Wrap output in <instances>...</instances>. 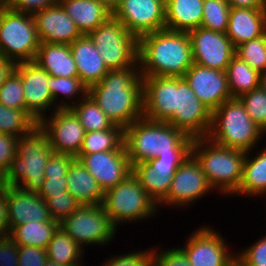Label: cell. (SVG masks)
<instances>
[{
    "mask_svg": "<svg viewBox=\"0 0 266 266\" xmlns=\"http://www.w3.org/2000/svg\"><path fill=\"white\" fill-rule=\"evenodd\" d=\"M143 117L168 122L192 138L208 137L212 111L203 104L184 77H142Z\"/></svg>",
    "mask_w": 266,
    "mask_h": 266,
    "instance_id": "1",
    "label": "cell"
},
{
    "mask_svg": "<svg viewBox=\"0 0 266 266\" xmlns=\"http://www.w3.org/2000/svg\"><path fill=\"white\" fill-rule=\"evenodd\" d=\"M106 116L124 129L143 117V82L139 67L109 70L88 88Z\"/></svg>",
    "mask_w": 266,
    "mask_h": 266,
    "instance_id": "2",
    "label": "cell"
},
{
    "mask_svg": "<svg viewBox=\"0 0 266 266\" xmlns=\"http://www.w3.org/2000/svg\"><path fill=\"white\" fill-rule=\"evenodd\" d=\"M193 63L187 32L163 29L138 38V66L142 77H183Z\"/></svg>",
    "mask_w": 266,
    "mask_h": 266,
    "instance_id": "3",
    "label": "cell"
},
{
    "mask_svg": "<svg viewBox=\"0 0 266 266\" xmlns=\"http://www.w3.org/2000/svg\"><path fill=\"white\" fill-rule=\"evenodd\" d=\"M52 150L46 132L37 124L16 142V157L3 175L2 185L16 186L38 193Z\"/></svg>",
    "mask_w": 266,
    "mask_h": 266,
    "instance_id": "4",
    "label": "cell"
},
{
    "mask_svg": "<svg viewBox=\"0 0 266 266\" xmlns=\"http://www.w3.org/2000/svg\"><path fill=\"white\" fill-rule=\"evenodd\" d=\"M191 137L168 122L144 117L124 129V144L131 167L158 154L176 153Z\"/></svg>",
    "mask_w": 266,
    "mask_h": 266,
    "instance_id": "5",
    "label": "cell"
},
{
    "mask_svg": "<svg viewBox=\"0 0 266 266\" xmlns=\"http://www.w3.org/2000/svg\"><path fill=\"white\" fill-rule=\"evenodd\" d=\"M192 155L201 165L212 189L223 195H234L242 182L246 152L222 147L208 137L195 138Z\"/></svg>",
    "mask_w": 266,
    "mask_h": 266,
    "instance_id": "6",
    "label": "cell"
},
{
    "mask_svg": "<svg viewBox=\"0 0 266 266\" xmlns=\"http://www.w3.org/2000/svg\"><path fill=\"white\" fill-rule=\"evenodd\" d=\"M265 134L252 120L239 98L225 101L212 112L208 138L222 147L251 152Z\"/></svg>",
    "mask_w": 266,
    "mask_h": 266,
    "instance_id": "7",
    "label": "cell"
},
{
    "mask_svg": "<svg viewBox=\"0 0 266 266\" xmlns=\"http://www.w3.org/2000/svg\"><path fill=\"white\" fill-rule=\"evenodd\" d=\"M102 206L116 228L126 221L151 218L160 208L133 173L104 192Z\"/></svg>",
    "mask_w": 266,
    "mask_h": 266,
    "instance_id": "8",
    "label": "cell"
},
{
    "mask_svg": "<svg viewBox=\"0 0 266 266\" xmlns=\"http://www.w3.org/2000/svg\"><path fill=\"white\" fill-rule=\"evenodd\" d=\"M40 46L33 15L0 9V56L20 62L34 61Z\"/></svg>",
    "mask_w": 266,
    "mask_h": 266,
    "instance_id": "9",
    "label": "cell"
},
{
    "mask_svg": "<svg viewBox=\"0 0 266 266\" xmlns=\"http://www.w3.org/2000/svg\"><path fill=\"white\" fill-rule=\"evenodd\" d=\"M88 35L108 70L139 67L138 38L113 16Z\"/></svg>",
    "mask_w": 266,
    "mask_h": 266,
    "instance_id": "10",
    "label": "cell"
},
{
    "mask_svg": "<svg viewBox=\"0 0 266 266\" xmlns=\"http://www.w3.org/2000/svg\"><path fill=\"white\" fill-rule=\"evenodd\" d=\"M60 227L82 249L90 244L107 246L117 230L102 205H80Z\"/></svg>",
    "mask_w": 266,
    "mask_h": 266,
    "instance_id": "11",
    "label": "cell"
},
{
    "mask_svg": "<svg viewBox=\"0 0 266 266\" xmlns=\"http://www.w3.org/2000/svg\"><path fill=\"white\" fill-rule=\"evenodd\" d=\"M220 234L210 226H201L187 237L180 248L191 266H236V254L228 251L230 248Z\"/></svg>",
    "mask_w": 266,
    "mask_h": 266,
    "instance_id": "12",
    "label": "cell"
},
{
    "mask_svg": "<svg viewBox=\"0 0 266 266\" xmlns=\"http://www.w3.org/2000/svg\"><path fill=\"white\" fill-rule=\"evenodd\" d=\"M52 113L50 117L46 115L38 123L46 132L52 150L55 153L76 157L86 131L70 108L55 109Z\"/></svg>",
    "mask_w": 266,
    "mask_h": 266,
    "instance_id": "13",
    "label": "cell"
},
{
    "mask_svg": "<svg viewBox=\"0 0 266 266\" xmlns=\"http://www.w3.org/2000/svg\"><path fill=\"white\" fill-rule=\"evenodd\" d=\"M112 16L140 38L165 29V0H122Z\"/></svg>",
    "mask_w": 266,
    "mask_h": 266,
    "instance_id": "14",
    "label": "cell"
},
{
    "mask_svg": "<svg viewBox=\"0 0 266 266\" xmlns=\"http://www.w3.org/2000/svg\"><path fill=\"white\" fill-rule=\"evenodd\" d=\"M211 191L213 192V189L209 185L201 165L191 154L177 168L168 195L158 205L187 207Z\"/></svg>",
    "mask_w": 266,
    "mask_h": 266,
    "instance_id": "15",
    "label": "cell"
},
{
    "mask_svg": "<svg viewBox=\"0 0 266 266\" xmlns=\"http://www.w3.org/2000/svg\"><path fill=\"white\" fill-rule=\"evenodd\" d=\"M194 63L220 71H226L236 48L225 33L203 27L188 32Z\"/></svg>",
    "mask_w": 266,
    "mask_h": 266,
    "instance_id": "16",
    "label": "cell"
},
{
    "mask_svg": "<svg viewBox=\"0 0 266 266\" xmlns=\"http://www.w3.org/2000/svg\"><path fill=\"white\" fill-rule=\"evenodd\" d=\"M97 180L103 192L123 182L132 173L127 150H111L76 157Z\"/></svg>",
    "mask_w": 266,
    "mask_h": 266,
    "instance_id": "17",
    "label": "cell"
},
{
    "mask_svg": "<svg viewBox=\"0 0 266 266\" xmlns=\"http://www.w3.org/2000/svg\"><path fill=\"white\" fill-rule=\"evenodd\" d=\"M15 71L22 79L25 110L39 123L52 106L57 109L47 84L49 74L34 61L17 63Z\"/></svg>",
    "mask_w": 266,
    "mask_h": 266,
    "instance_id": "18",
    "label": "cell"
},
{
    "mask_svg": "<svg viewBox=\"0 0 266 266\" xmlns=\"http://www.w3.org/2000/svg\"><path fill=\"white\" fill-rule=\"evenodd\" d=\"M183 77L195 95L212 112L232 98L225 71L193 63Z\"/></svg>",
    "mask_w": 266,
    "mask_h": 266,
    "instance_id": "19",
    "label": "cell"
},
{
    "mask_svg": "<svg viewBox=\"0 0 266 266\" xmlns=\"http://www.w3.org/2000/svg\"><path fill=\"white\" fill-rule=\"evenodd\" d=\"M33 17L40 42L70 45L82 35L60 3L36 12Z\"/></svg>",
    "mask_w": 266,
    "mask_h": 266,
    "instance_id": "20",
    "label": "cell"
},
{
    "mask_svg": "<svg viewBox=\"0 0 266 266\" xmlns=\"http://www.w3.org/2000/svg\"><path fill=\"white\" fill-rule=\"evenodd\" d=\"M8 215L10 231L18 225L31 220H53L47 208V203L38 193L27 192L23 188L8 186Z\"/></svg>",
    "mask_w": 266,
    "mask_h": 266,
    "instance_id": "21",
    "label": "cell"
},
{
    "mask_svg": "<svg viewBox=\"0 0 266 266\" xmlns=\"http://www.w3.org/2000/svg\"><path fill=\"white\" fill-rule=\"evenodd\" d=\"M236 48L266 34V9L230 8L225 32Z\"/></svg>",
    "mask_w": 266,
    "mask_h": 266,
    "instance_id": "22",
    "label": "cell"
},
{
    "mask_svg": "<svg viewBox=\"0 0 266 266\" xmlns=\"http://www.w3.org/2000/svg\"><path fill=\"white\" fill-rule=\"evenodd\" d=\"M69 46L80 80L88 88L100 82L109 70L89 35H81Z\"/></svg>",
    "mask_w": 266,
    "mask_h": 266,
    "instance_id": "23",
    "label": "cell"
},
{
    "mask_svg": "<svg viewBox=\"0 0 266 266\" xmlns=\"http://www.w3.org/2000/svg\"><path fill=\"white\" fill-rule=\"evenodd\" d=\"M34 62L54 77H79L70 46L40 42Z\"/></svg>",
    "mask_w": 266,
    "mask_h": 266,
    "instance_id": "24",
    "label": "cell"
},
{
    "mask_svg": "<svg viewBox=\"0 0 266 266\" xmlns=\"http://www.w3.org/2000/svg\"><path fill=\"white\" fill-rule=\"evenodd\" d=\"M60 4L82 35H88L112 16L99 0H60Z\"/></svg>",
    "mask_w": 266,
    "mask_h": 266,
    "instance_id": "25",
    "label": "cell"
},
{
    "mask_svg": "<svg viewBox=\"0 0 266 266\" xmlns=\"http://www.w3.org/2000/svg\"><path fill=\"white\" fill-rule=\"evenodd\" d=\"M204 0H165V29L189 32L201 27Z\"/></svg>",
    "mask_w": 266,
    "mask_h": 266,
    "instance_id": "26",
    "label": "cell"
},
{
    "mask_svg": "<svg viewBox=\"0 0 266 266\" xmlns=\"http://www.w3.org/2000/svg\"><path fill=\"white\" fill-rule=\"evenodd\" d=\"M67 192L81 205H102L104 198V192L97 180L76 158L68 168Z\"/></svg>",
    "mask_w": 266,
    "mask_h": 266,
    "instance_id": "27",
    "label": "cell"
},
{
    "mask_svg": "<svg viewBox=\"0 0 266 266\" xmlns=\"http://www.w3.org/2000/svg\"><path fill=\"white\" fill-rule=\"evenodd\" d=\"M75 157L67 154L53 152L44 171V182L38 192L39 196L46 201L51 196L67 193V172Z\"/></svg>",
    "mask_w": 266,
    "mask_h": 266,
    "instance_id": "28",
    "label": "cell"
},
{
    "mask_svg": "<svg viewBox=\"0 0 266 266\" xmlns=\"http://www.w3.org/2000/svg\"><path fill=\"white\" fill-rule=\"evenodd\" d=\"M260 151L253 158L249 156L250 151L246 152L242 182L235 196L246 194V197H260L266 193V147Z\"/></svg>",
    "mask_w": 266,
    "mask_h": 266,
    "instance_id": "29",
    "label": "cell"
},
{
    "mask_svg": "<svg viewBox=\"0 0 266 266\" xmlns=\"http://www.w3.org/2000/svg\"><path fill=\"white\" fill-rule=\"evenodd\" d=\"M73 102V100L72 103L57 102V109L70 108L78 117L86 133L110 129L114 125L89 94Z\"/></svg>",
    "mask_w": 266,
    "mask_h": 266,
    "instance_id": "30",
    "label": "cell"
},
{
    "mask_svg": "<svg viewBox=\"0 0 266 266\" xmlns=\"http://www.w3.org/2000/svg\"><path fill=\"white\" fill-rule=\"evenodd\" d=\"M60 224L54 220H31L23 225L15 226L9 233V237L18 246H35L46 249L53 234Z\"/></svg>",
    "mask_w": 266,
    "mask_h": 266,
    "instance_id": "31",
    "label": "cell"
},
{
    "mask_svg": "<svg viewBox=\"0 0 266 266\" xmlns=\"http://www.w3.org/2000/svg\"><path fill=\"white\" fill-rule=\"evenodd\" d=\"M225 72L232 98H239L241 95L259 88L260 73L236 55Z\"/></svg>",
    "mask_w": 266,
    "mask_h": 266,
    "instance_id": "32",
    "label": "cell"
},
{
    "mask_svg": "<svg viewBox=\"0 0 266 266\" xmlns=\"http://www.w3.org/2000/svg\"><path fill=\"white\" fill-rule=\"evenodd\" d=\"M80 247L63 229H58L46 248L47 257L62 265H82L81 257L84 256ZM83 255V256H82Z\"/></svg>",
    "mask_w": 266,
    "mask_h": 266,
    "instance_id": "33",
    "label": "cell"
},
{
    "mask_svg": "<svg viewBox=\"0 0 266 266\" xmlns=\"http://www.w3.org/2000/svg\"><path fill=\"white\" fill-rule=\"evenodd\" d=\"M111 150H126L124 128L115 124L110 129L87 132L79 154H92Z\"/></svg>",
    "mask_w": 266,
    "mask_h": 266,
    "instance_id": "34",
    "label": "cell"
},
{
    "mask_svg": "<svg viewBox=\"0 0 266 266\" xmlns=\"http://www.w3.org/2000/svg\"><path fill=\"white\" fill-rule=\"evenodd\" d=\"M132 173L157 204L168 195L174 174L158 173L147 162L135 164Z\"/></svg>",
    "mask_w": 266,
    "mask_h": 266,
    "instance_id": "35",
    "label": "cell"
},
{
    "mask_svg": "<svg viewBox=\"0 0 266 266\" xmlns=\"http://www.w3.org/2000/svg\"><path fill=\"white\" fill-rule=\"evenodd\" d=\"M37 124L25 109H13L0 103V133L19 138Z\"/></svg>",
    "mask_w": 266,
    "mask_h": 266,
    "instance_id": "36",
    "label": "cell"
},
{
    "mask_svg": "<svg viewBox=\"0 0 266 266\" xmlns=\"http://www.w3.org/2000/svg\"><path fill=\"white\" fill-rule=\"evenodd\" d=\"M230 5L227 0H204L201 27L225 33L229 22Z\"/></svg>",
    "mask_w": 266,
    "mask_h": 266,
    "instance_id": "37",
    "label": "cell"
},
{
    "mask_svg": "<svg viewBox=\"0 0 266 266\" xmlns=\"http://www.w3.org/2000/svg\"><path fill=\"white\" fill-rule=\"evenodd\" d=\"M235 55L259 73L266 71V34L237 46Z\"/></svg>",
    "mask_w": 266,
    "mask_h": 266,
    "instance_id": "38",
    "label": "cell"
},
{
    "mask_svg": "<svg viewBox=\"0 0 266 266\" xmlns=\"http://www.w3.org/2000/svg\"><path fill=\"white\" fill-rule=\"evenodd\" d=\"M47 84L54 103L58 101L60 94L61 96L63 95L65 99L71 100L78 95V98L80 97L82 99L88 94V87L79 77L65 78L49 75L47 77Z\"/></svg>",
    "mask_w": 266,
    "mask_h": 266,
    "instance_id": "39",
    "label": "cell"
},
{
    "mask_svg": "<svg viewBox=\"0 0 266 266\" xmlns=\"http://www.w3.org/2000/svg\"><path fill=\"white\" fill-rule=\"evenodd\" d=\"M194 138H190L176 153L158 154L147 163L161 174H174L177 168L192 154Z\"/></svg>",
    "mask_w": 266,
    "mask_h": 266,
    "instance_id": "40",
    "label": "cell"
},
{
    "mask_svg": "<svg viewBox=\"0 0 266 266\" xmlns=\"http://www.w3.org/2000/svg\"><path fill=\"white\" fill-rule=\"evenodd\" d=\"M239 99L252 120L266 133V91L259 87Z\"/></svg>",
    "mask_w": 266,
    "mask_h": 266,
    "instance_id": "41",
    "label": "cell"
},
{
    "mask_svg": "<svg viewBox=\"0 0 266 266\" xmlns=\"http://www.w3.org/2000/svg\"><path fill=\"white\" fill-rule=\"evenodd\" d=\"M0 103L13 109H25L22 79L15 70L0 86Z\"/></svg>",
    "mask_w": 266,
    "mask_h": 266,
    "instance_id": "42",
    "label": "cell"
},
{
    "mask_svg": "<svg viewBox=\"0 0 266 266\" xmlns=\"http://www.w3.org/2000/svg\"><path fill=\"white\" fill-rule=\"evenodd\" d=\"M52 219L59 224L70 216L81 204L70 194L51 196L46 200Z\"/></svg>",
    "mask_w": 266,
    "mask_h": 266,
    "instance_id": "43",
    "label": "cell"
},
{
    "mask_svg": "<svg viewBox=\"0 0 266 266\" xmlns=\"http://www.w3.org/2000/svg\"><path fill=\"white\" fill-rule=\"evenodd\" d=\"M237 253L236 266H266V235Z\"/></svg>",
    "mask_w": 266,
    "mask_h": 266,
    "instance_id": "44",
    "label": "cell"
},
{
    "mask_svg": "<svg viewBox=\"0 0 266 266\" xmlns=\"http://www.w3.org/2000/svg\"><path fill=\"white\" fill-rule=\"evenodd\" d=\"M124 254L113 255L114 257L106 259L101 266H153L152 249Z\"/></svg>",
    "mask_w": 266,
    "mask_h": 266,
    "instance_id": "45",
    "label": "cell"
},
{
    "mask_svg": "<svg viewBox=\"0 0 266 266\" xmlns=\"http://www.w3.org/2000/svg\"><path fill=\"white\" fill-rule=\"evenodd\" d=\"M153 266H191L185 252L180 247L163 249L152 248Z\"/></svg>",
    "mask_w": 266,
    "mask_h": 266,
    "instance_id": "46",
    "label": "cell"
},
{
    "mask_svg": "<svg viewBox=\"0 0 266 266\" xmlns=\"http://www.w3.org/2000/svg\"><path fill=\"white\" fill-rule=\"evenodd\" d=\"M46 249L35 246H18V266H45Z\"/></svg>",
    "mask_w": 266,
    "mask_h": 266,
    "instance_id": "47",
    "label": "cell"
},
{
    "mask_svg": "<svg viewBox=\"0 0 266 266\" xmlns=\"http://www.w3.org/2000/svg\"><path fill=\"white\" fill-rule=\"evenodd\" d=\"M18 137L0 133V173L8 170L11 161L16 157V142Z\"/></svg>",
    "mask_w": 266,
    "mask_h": 266,
    "instance_id": "48",
    "label": "cell"
},
{
    "mask_svg": "<svg viewBox=\"0 0 266 266\" xmlns=\"http://www.w3.org/2000/svg\"><path fill=\"white\" fill-rule=\"evenodd\" d=\"M60 3V0H14L9 8L15 12L34 15L49 6Z\"/></svg>",
    "mask_w": 266,
    "mask_h": 266,
    "instance_id": "49",
    "label": "cell"
},
{
    "mask_svg": "<svg viewBox=\"0 0 266 266\" xmlns=\"http://www.w3.org/2000/svg\"><path fill=\"white\" fill-rule=\"evenodd\" d=\"M0 266H18V245L9 237H0Z\"/></svg>",
    "mask_w": 266,
    "mask_h": 266,
    "instance_id": "50",
    "label": "cell"
},
{
    "mask_svg": "<svg viewBox=\"0 0 266 266\" xmlns=\"http://www.w3.org/2000/svg\"><path fill=\"white\" fill-rule=\"evenodd\" d=\"M8 186H0V237L9 236Z\"/></svg>",
    "mask_w": 266,
    "mask_h": 266,
    "instance_id": "51",
    "label": "cell"
},
{
    "mask_svg": "<svg viewBox=\"0 0 266 266\" xmlns=\"http://www.w3.org/2000/svg\"><path fill=\"white\" fill-rule=\"evenodd\" d=\"M230 8L266 9V0H227Z\"/></svg>",
    "mask_w": 266,
    "mask_h": 266,
    "instance_id": "52",
    "label": "cell"
},
{
    "mask_svg": "<svg viewBox=\"0 0 266 266\" xmlns=\"http://www.w3.org/2000/svg\"><path fill=\"white\" fill-rule=\"evenodd\" d=\"M15 67L16 63L14 61L0 56V86L15 70Z\"/></svg>",
    "mask_w": 266,
    "mask_h": 266,
    "instance_id": "53",
    "label": "cell"
},
{
    "mask_svg": "<svg viewBox=\"0 0 266 266\" xmlns=\"http://www.w3.org/2000/svg\"><path fill=\"white\" fill-rule=\"evenodd\" d=\"M112 13L118 7L122 0H99Z\"/></svg>",
    "mask_w": 266,
    "mask_h": 266,
    "instance_id": "54",
    "label": "cell"
},
{
    "mask_svg": "<svg viewBox=\"0 0 266 266\" xmlns=\"http://www.w3.org/2000/svg\"><path fill=\"white\" fill-rule=\"evenodd\" d=\"M259 87L266 91V71L260 73Z\"/></svg>",
    "mask_w": 266,
    "mask_h": 266,
    "instance_id": "55",
    "label": "cell"
},
{
    "mask_svg": "<svg viewBox=\"0 0 266 266\" xmlns=\"http://www.w3.org/2000/svg\"><path fill=\"white\" fill-rule=\"evenodd\" d=\"M14 0H0V9H8L12 6Z\"/></svg>",
    "mask_w": 266,
    "mask_h": 266,
    "instance_id": "56",
    "label": "cell"
},
{
    "mask_svg": "<svg viewBox=\"0 0 266 266\" xmlns=\"http://www.w3.org/2000/svg\"><path fill=\"white\" fill-rule=\"evenodd\" d=\"M45 266H81V265H62V264H59L56 261L47 259V262H46Z\"/></svg>",
    "mask_w": 266,
    "mask_h": 266,
    "instance_id": "57",
    "label": "cell"
},
{
    "mask_svg": "<svg viewBox=\"0 0 266 266\" xmlns=\"http://www.w3.org/2000/svg\"><path fill=\"white\" fill-rule=\"evenodd\" d=\"M2 179H3V177H0V186L2 185Z\"/></svg>",
    "mask_w": 266,
    "mask_h": 266,
    "instance_id": "58",
    "label": "cell"
}]
</instances>
